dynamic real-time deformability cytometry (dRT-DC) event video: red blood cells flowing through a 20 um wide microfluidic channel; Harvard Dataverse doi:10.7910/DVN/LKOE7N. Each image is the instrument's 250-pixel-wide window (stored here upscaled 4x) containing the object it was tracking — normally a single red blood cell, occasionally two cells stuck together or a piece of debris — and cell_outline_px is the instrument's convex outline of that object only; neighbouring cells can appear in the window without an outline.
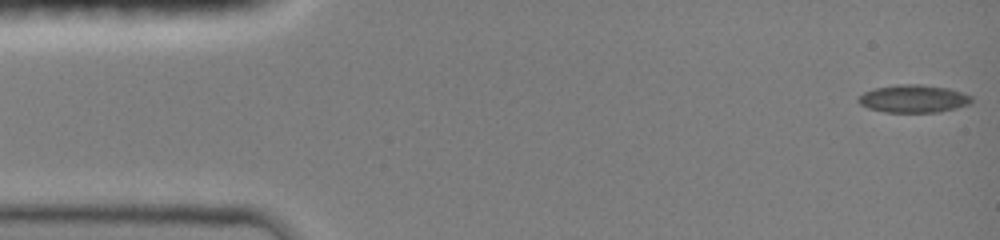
{"species": "common noctule bat (a hibernating species)", "species_latin": "Nyctalus noctula", "temperature_condition": "room temperature", "stored_images_in_passage": 58, "camera_frame_rate_fps": 3000, "um_per_image_px": 0.085, "animal": {"sex": "female", "body_mass_g": 19.0, "forearm_length_mm": 51.5}, "frame": {"image": 1, "passage_image": 1, "time_ms": 0.0, "image_size_px": [1000, 240], "cell_outline_px": [[972, 100], [968, 104], [956, 108], [940, 112], [884, 112], [868, 108], [860, 104], [856, 100], [864, 92], [872, 88], [896, 84], [920, 84], [948, 88], [972, 96]], "centroid_in_image_um": [77.61, 8.38], "position_along_channel_um": 7.4, "area_um2": 18.38}}
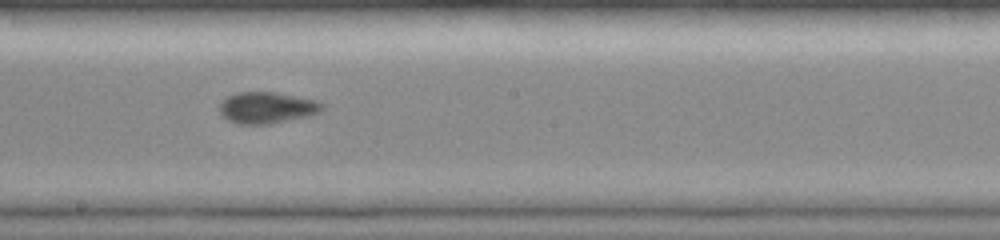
{"frame": {"image": 2, "passage_image": 33, "time_ms": 8.333, "image_size_px": [1000, 240], "cell_outline_px": [[324, 108], [320, 112], [308, 116], [268, 124], [240, 124], [228, 120], [220, 112], [220, 104], [228, 96], [236, 92], [276, 92], [320, 100], [324, 104]], "centroid_in_image_um": [22.74, 9.14], "position_along_channel_um": 225.5, "area_um2": 18.84}}
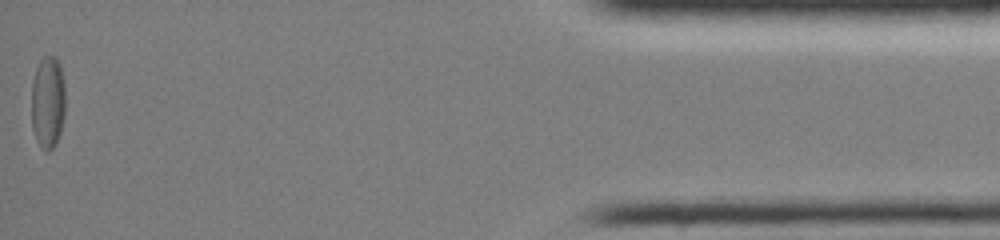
{"frame": {"image": 3, "passage_image": 57, "time_ms": 15.333, "image_size_px": [1000, 240], "cell_outline_px": [[64, 116], [60, 132], [56, 144], [48, 152], [44, 152], [40, 148], [36, 140], [32, 128], [32, 80], [36, 68], [40, 60], [44, 56], [52, 56], [60, 64], [64, 84]], "centroid_in_image_um": [4.05, 8.73], "position_along_channel_um": 431.1, "area_um2": 18.38}, "authors_computed_cell_mechanics": {"area_um2": 17.9758, "velocity_mm_per_s": 4.0459, "shape_relaxation_time_tau1_ms": 10.4305, "shape_relaxation_time_tau2_ms": 3.1233, "deformation_change_tau1": 0.1765, "deformation_change_tau2": 0.0718}}